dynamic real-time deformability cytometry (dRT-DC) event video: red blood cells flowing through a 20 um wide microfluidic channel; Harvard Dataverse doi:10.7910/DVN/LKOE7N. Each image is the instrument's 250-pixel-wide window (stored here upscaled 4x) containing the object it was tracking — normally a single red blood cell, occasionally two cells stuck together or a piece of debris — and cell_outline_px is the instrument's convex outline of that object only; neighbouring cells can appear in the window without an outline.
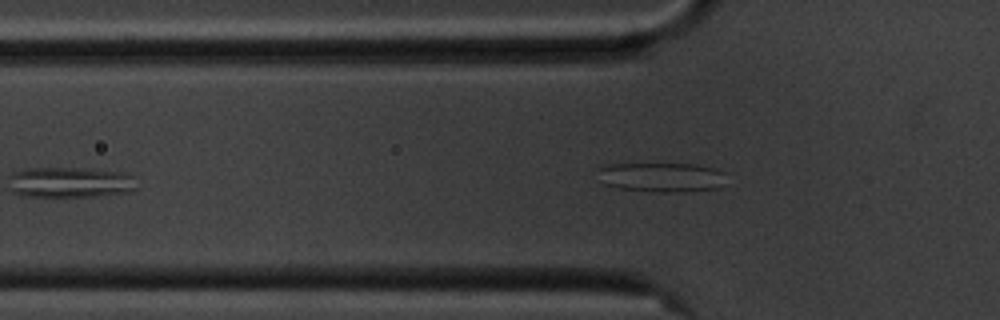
{"species": "common noctule bat (a hibernating species)", "species_latin": "Nyctalus noctula", "temperature_condition": "cold", "stored_images_in_passage": 38, "camera_frame_rate_fps": 3000, "um_per_image_px": 0.085, "animal": {"sex": "male", "body_mass_g": 20.1, "forearm_length_mm": 53.5}, "frame": {"image": 1, "passage_image": 2, "time_ms": 0.333, "image_size_px": [1000, 320], "cell_outline_px": [[724, 172], [720, 188], [684, 192], [652, 192], [616, 188], [600, 184], [596, 168], [600, 164], [696, 164], [716, 168]], "centroid_in_image_um": [56.11, 15.06], "position_along_channel_um": 69.7, "area_um2": 22.66}}
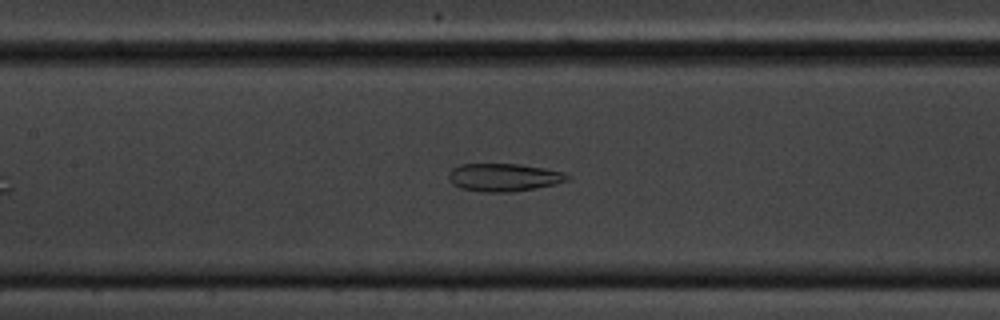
{"frame": {"image": 2, "passage_image": 10, "time_ms": 3.0, "image_size_px": [1000, 320], "cell_outline_px": [[572, 176], [568, 180], [556, 184], [536, 188], [512, 192], [484, 192], [460, 188], [452, 184], [448, 180], [448, 172], [452, 168], [460, 164], [516, 164], [544, 168], [564, 172]], "centroid_in_image_um": [42.81, 15.08], "position_along_channel_um": 164.6, "area_um2": 19.48}}
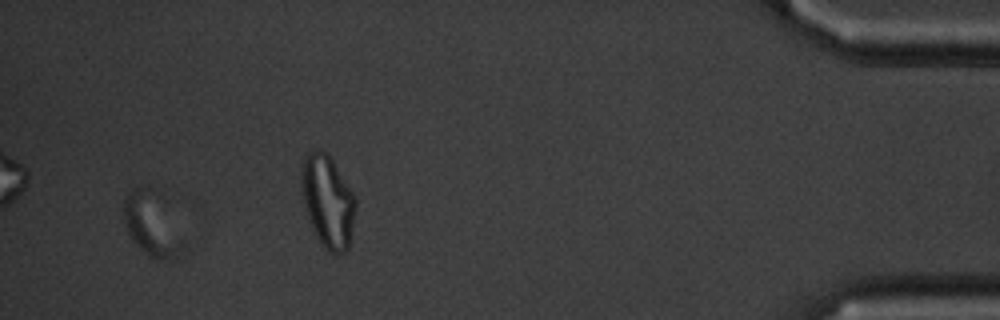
{"frame": {"image": 3, "passage_image": 35, "time_ms": 11.333, "image_size_px": [1000, 320], "cell_outline_px": [[188, 248], [176, 260], [156, 260], [148, 256], [132, 240], [128, 232], [124, 220], [124, 200], [128, 192], [132, 188], [140, 184], [148, 188], [188, 240]], "centroid_in_image_um": [12.96, 19.21], "position_along_channel_um": 422.2, "area_um2": 22.02}}